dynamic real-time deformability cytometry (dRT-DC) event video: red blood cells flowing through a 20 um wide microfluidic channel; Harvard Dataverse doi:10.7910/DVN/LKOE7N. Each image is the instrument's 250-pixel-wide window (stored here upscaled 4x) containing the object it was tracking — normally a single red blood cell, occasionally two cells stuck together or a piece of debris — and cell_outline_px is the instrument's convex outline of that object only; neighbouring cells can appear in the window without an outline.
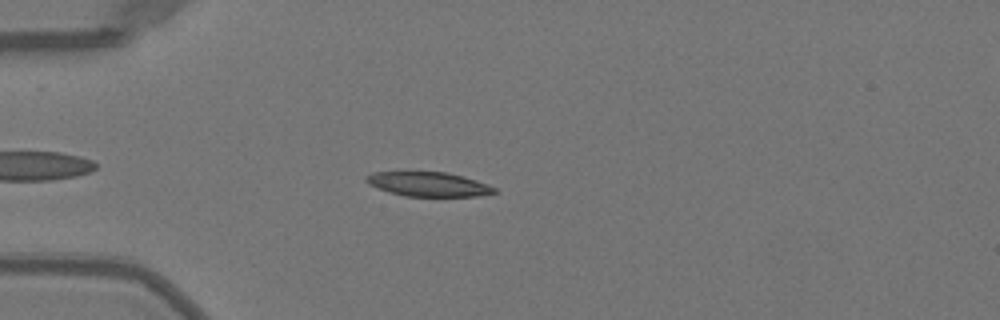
{"species": "Egyptian fruit bat (a non-hibernating species)", "species_latin": "Rousettus aegyptiacus", "temperature_condition": "warm", "stored_images_in_passage": 43, "camera_frame_rate_fps": 3000, "um_per_image_px": 0.085, "animal": {"sex": "female"}, "frame": {"image": 1, "passage_image": 6, "time_ms": 1.667, "image_size_px": [1000, 320], "cell_outline_px": [[496, 192], [476, 196], [404, 196], [388, 192], [368, 184], [364, 180], [364, 176], [372, 172], [448, 172], [464, 176], [488, 184], [496, 188]], "centroid_in_image_um": [36.38, 15.65], "position_along_channel_um": 48.6, "area_um2": 18.26}}
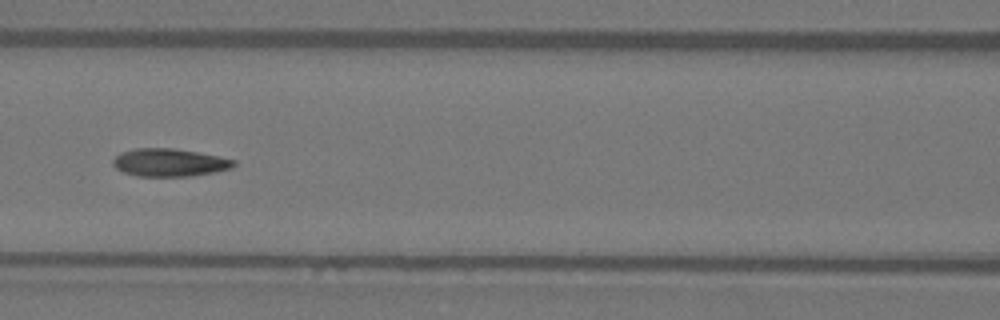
{"frame": {"image": 2, "passage_image": 15, "time_ms": 4.667, "image_size_px": [1000, 320], "cell_outline_px": [[236, 164], [232, 168], [192, 176], [136, 176], [124, 172], [116, 168], [112, 164], [112, 160], [120, 152], [136, 148], [172, 148], [196, 152], [236, 160]], "centroid_in_image_um": [14.37, 13.81], "position_along_channel_um": 152.2, "area_um2": 19.48}}
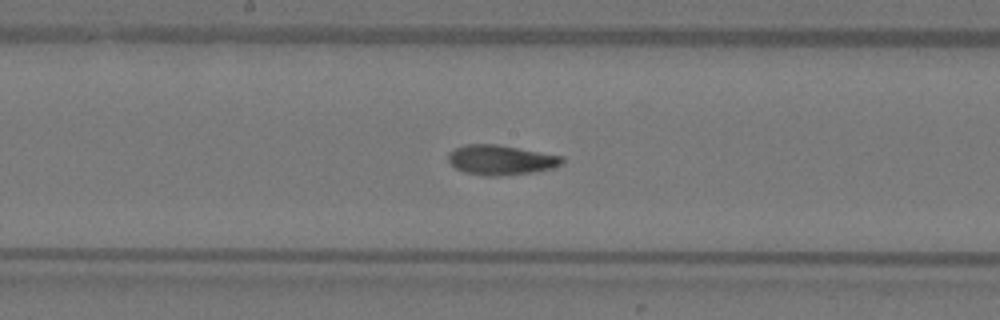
{"frame": {"image": 3, "passage_image": 19, "time_ms": 6.0, "image_size_px": [1000, 320], "cell_outline_px": [[564, 164], [552, 168], [532, 172], [496, 176], [484, 176], [464, 172], [456, 168], [448, 160], [448, 152], [464, 144], [496, 144], [564, 156]], "centroid_in_image_um": [42.58, 13.59], "position_along_channel_um": 205.6, "area_um2": 19.83}, "authors_computed_cell_mechanics": {"area_um2": 19.4208, "velocity_mm_per_s": 4.0048, "shape_relaxation_time_tau1_ms": 4.6881, "shape_relaxation_time_tau2_ms": 2.0926, "deformation_change_tau1": 0.1872, "deformation_change_tau2": 0.0568}}